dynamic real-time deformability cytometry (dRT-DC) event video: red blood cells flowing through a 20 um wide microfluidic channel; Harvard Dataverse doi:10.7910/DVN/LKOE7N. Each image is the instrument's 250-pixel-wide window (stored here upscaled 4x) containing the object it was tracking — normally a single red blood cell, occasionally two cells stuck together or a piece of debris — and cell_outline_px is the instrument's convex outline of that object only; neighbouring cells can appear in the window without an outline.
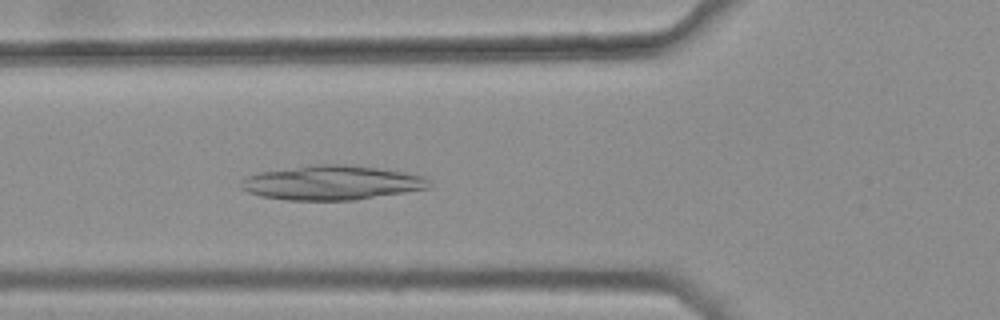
{"species": "common noctule bat (a hibernating species)", "species_latin": "Nyctalus noctula", "temperature_condition": "warm", "stored_images_in_passage": 28, "camera_frame_rate_fps": 3000, "um_per_image_px": 0.085, "animal": {"sex": "female", "body_mass_g": 25.1}, "frame": {"image": 1, "passage_image": 3, "time_ms": 0.667, "image_size_px": [1000, 320], "cell_outline_px": [[432, 184], [428, 188], [404, 192], [352, 200], [284, 200], [260, 196], [248, 192], [240, 188], [240, 184], [248, 176], [260, 172], [312, 164], [352, 164], [404, 172], [424, 176]], "centroid_in_image_um": [28.19, 15.52], "position_along_channel_um": 97.6, "area_um2": 37.69}}
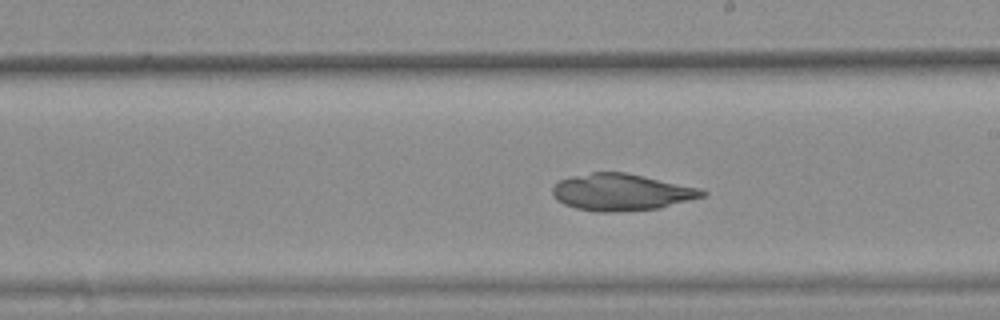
{"frame": {"image": 2, "passage_image": 14, "time_ms": 4.333, "image_size_px": [1000, 320], "cell_outline_px": [[708, 192], [704, 196], [660, 208], [616, 212], [596, 212], [576, 208], [564, 204], [556, 200], [552, 196], [552, 188], [560, 180], [568, 176], [592, 172], [624, 172], [700, 188]], "centroid_in_image_um": [52.78, 16.34], "position_along_channel_um": 236.2, "area_um2": 32.14}}
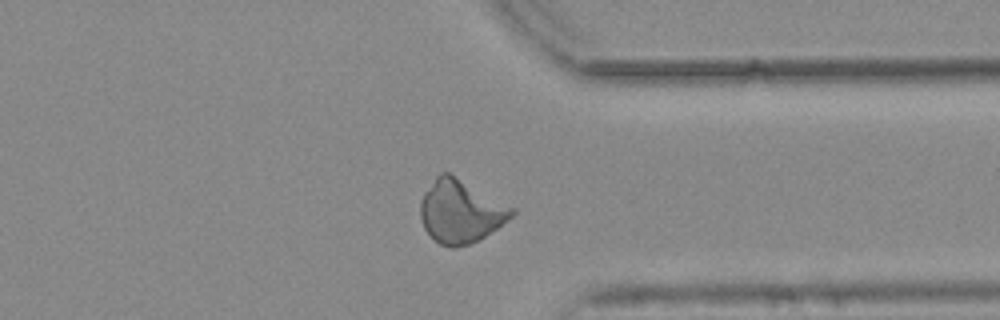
{"frame": {"image": 3, "passage_image": 25, "time_ms": 8.0, "image_size_px": [1000, 320], "cell_outline_px": [[516, 212], [512, 216], [480, 240], [456, 248], [452, 248], [440, 244], [424, 228], [420, 216], [420, 200], [424, 192], [436, 176], [440, 172], [448, 172], [516, 208]], "centroid_in_image_um": [39.14, 17.96], "position_along_channel_um": 372.3, "area_um2": 33.47}}